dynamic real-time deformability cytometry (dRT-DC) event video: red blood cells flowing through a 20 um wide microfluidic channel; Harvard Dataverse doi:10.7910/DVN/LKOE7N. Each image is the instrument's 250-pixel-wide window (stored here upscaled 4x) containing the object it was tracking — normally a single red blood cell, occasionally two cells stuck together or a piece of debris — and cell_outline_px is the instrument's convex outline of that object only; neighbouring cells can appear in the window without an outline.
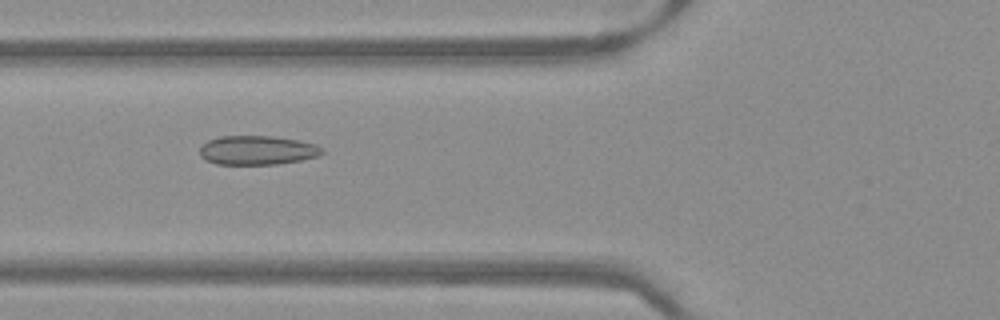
{"species": "Egyptian fruit bat (a non-hibernating species)", "species_latin": "Rousettus aegyptiacus", "temperature_condition": "warm", "stored_images_in_passage": 51, "camera_frame_rate_fps": 3000, "um_per_image_px": 0.085, "frame": {"image": 1, "passage_image": 20, "time_ms": 6.333, "image_size_px": [1000, 320], "cell_outline_px": [[324, 152], [320, 156], [300, 160], [276, 164], [216, 164], [204, 160], [200, 156], [200, 144], [208, 140], [220, 136], [272, 136], [300, 140], [316, 144], [324, 148]], "centroid_in_image_um": [21.87, 12.76], "position_along_channel_um": 103.9, "area_um2": 21.04}}
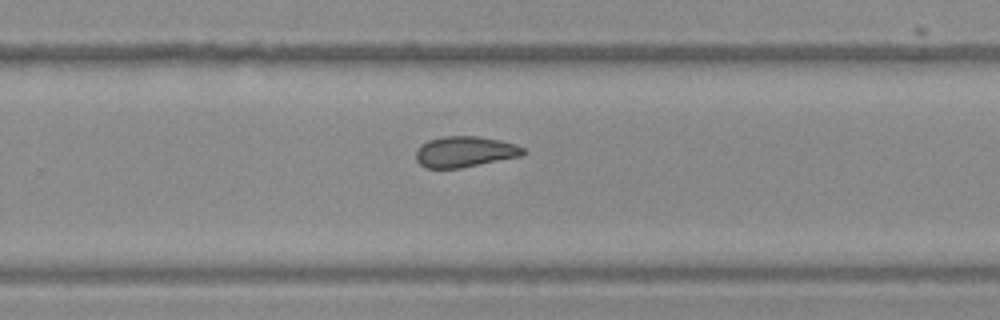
{"frame": {"image": 2, "passage_image": 34, "time_ms": 11.0, "image_size_px": [1000, 320], "cell_outline_px": [[528, 152], [520, 156], [460, 168], [424, 168], [416, 160], [416, 148], [420, 144], [428, 140], [444, 136], [476, 136], [500, 140], [516, 144], [524, 148]], "centroid_in_image_um": [39.49, 12.89], "position_along_channel_um": 290.3, "area_um2": 19.36}}
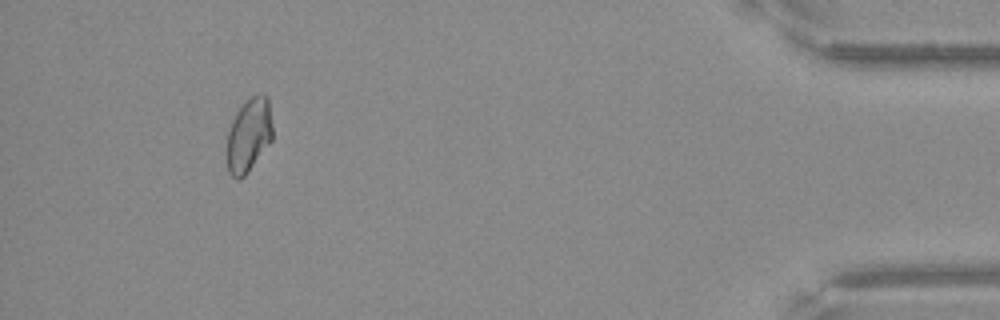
{"frame": {"image": 3, "passage_image": 48, "time_ms": 15.667, "image_size_px": [1000, 320], "cell_outline_px": [[272, 140], [248, 172], [240, 180], [236, 180], [228, 172], [228, 132], [232, 120], [236, 112], [252, 96], [268, 96], [272, 124]], "centroid_in_image_um": [21.16, 11.52], "position_along_channel_um": 414.0, "area_um2": 19.31}}